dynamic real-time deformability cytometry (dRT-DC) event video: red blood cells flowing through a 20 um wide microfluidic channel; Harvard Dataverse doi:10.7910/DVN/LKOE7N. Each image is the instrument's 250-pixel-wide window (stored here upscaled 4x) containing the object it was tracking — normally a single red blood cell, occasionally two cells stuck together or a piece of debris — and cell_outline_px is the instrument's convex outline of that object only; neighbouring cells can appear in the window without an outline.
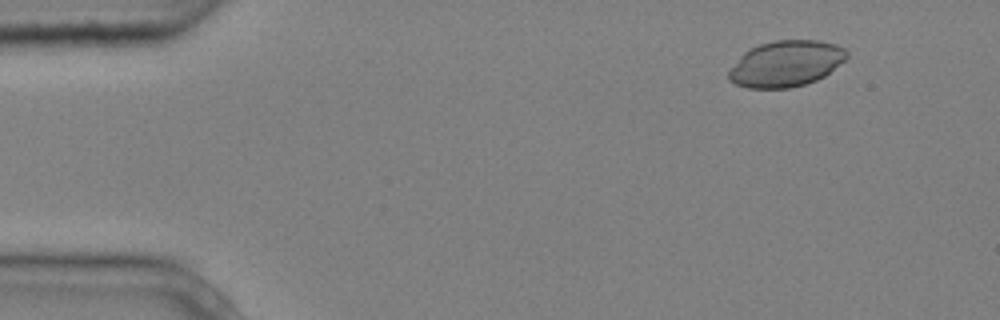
{"species": "common noctule bat (a hibernating species)", "species_latin": "Nyctalus noctula", "temperature_condition": "cold", "stored_images_in_passage": 5, "camera_frame_rate_fps": 3000, "um_per_image_px": 0.085, "animal": {"sex": "male", "body_mass_g": 20.4}, "frame": {"image": 1, "passage_image": 2, "time_ms": 0.333, "image_size_px": [1000, 320], "cell_outline_px": [[848, 56], [844, 60], [824, 76], [816, 80], [804, 84], [788, 88], [748, 88], [736, 84], [728, 80], [728, 72], [740, 56], [744, 52], [760, 44], [776, 40], [816, 40], [836, 44], [844, 48], [848, 52]], "centroid_in_image_um": [66.8, 5.41], "position_along_channel_um": 18.2, "area_um2": 31.44}}
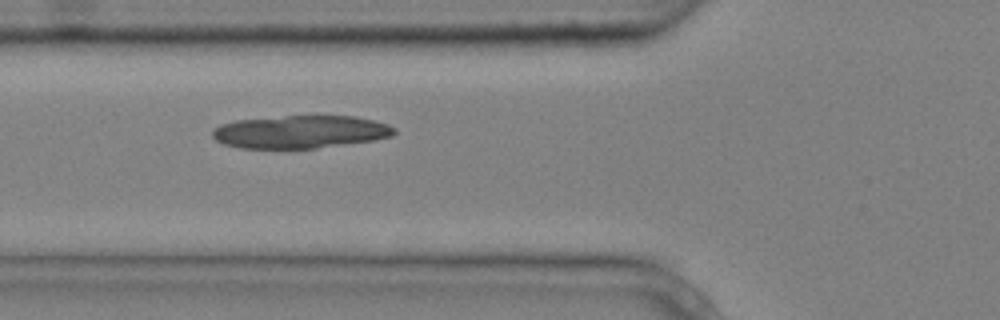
{"frame": {"image": 2, "passage_image": 5, "time_ms": 1.333, "image_size_px": [1000, 320], "cell_outline_px": [[396, 132], [392, 136], [372, 140], [316, 148], [240, 148], [224, 144], [216, 140], [212, 136], [212, 132], [220, 124], [236, 120], [288, 116], [356, 116], [388, 124], [396, 128]], "centroid_in_image_um": [25.54, 11.2], "position_along_channel_um": 100.3, "area_um2": 34.56}}